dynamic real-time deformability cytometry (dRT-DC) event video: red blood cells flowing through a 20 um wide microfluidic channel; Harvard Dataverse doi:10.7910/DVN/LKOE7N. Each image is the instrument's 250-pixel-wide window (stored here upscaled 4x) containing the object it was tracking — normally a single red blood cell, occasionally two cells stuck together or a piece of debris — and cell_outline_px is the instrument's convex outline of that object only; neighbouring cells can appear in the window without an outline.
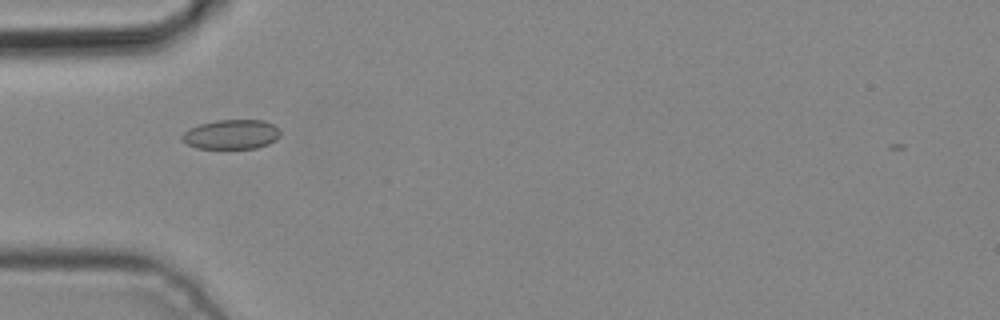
{"species": "common noctule bat (a hibernating species)", "species_latin": "Nyctalus noctula", "temperature_condition": "cold", "stored_images_in_passage": 4, "camera_frame_rate_fps": 3000, "um_per_image_px": 0.085, "animal": {"sex": "male", "body_mass_g": 19.2, "forearm_length_mm": 51.8}, "frame": {"image": 1, "passage_image": 4, "time_ms": 1.0, "image_size_px": [1000, 320], "cell_outline_px": [[280, 136], [276, 140], [268, 144], [256, 148], [196, 148], [180, 140], [180, 136], [188, 128], [200, 124], [216, 120], [264, 120], [280, 128]], "centroid_in_image_um": [19.66, 11.42], "position_along_channel_um": 65.3, "area_um2": 17.05}}